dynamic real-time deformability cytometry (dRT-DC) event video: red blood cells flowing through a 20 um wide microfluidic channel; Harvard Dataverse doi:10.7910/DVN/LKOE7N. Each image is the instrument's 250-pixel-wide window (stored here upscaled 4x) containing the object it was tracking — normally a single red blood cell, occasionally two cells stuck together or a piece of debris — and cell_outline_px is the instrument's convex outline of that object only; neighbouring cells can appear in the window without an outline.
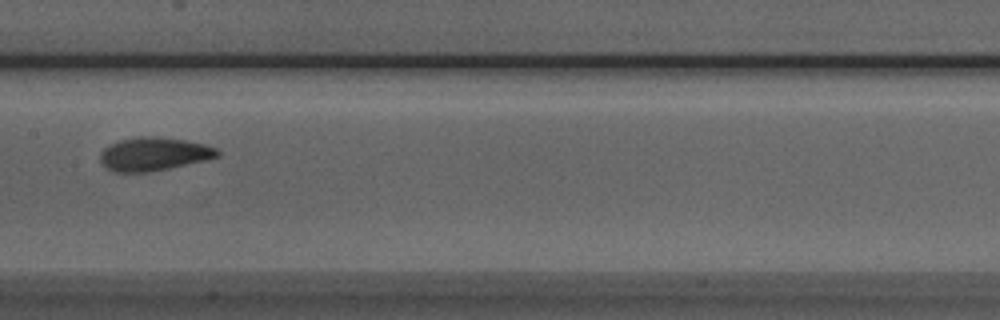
{"species": "Egyptian fruit bat (a non-hibernating species)", "species_latin": "Rousettus aegyptiacus", "temperature_condition": "room temperature", "stored_images_in_passage": 8, "camera_frame_rate_fps": 3000, "um_per_image_px": 0.085, "animal": {"sex": "male"}, "frame": {"image": 1, "passage_image": 8, "time_ms": 8.0, "image_size_px": [1000, 320], "cell_outline_px": [[220, 156], [204, 160], [168, 168], [148, 172], [116, 172], [108, 168], [100, 160], [100, 152], [104, 148], [120, 140], [140, 136], [152, 136], [184, 140], [204, 144], [216, 148], [220, 152]], "centroid_in_image_um": [13.07, 13.09], "position_along_channel_um": 194.3, "area_um2": 22.43}}